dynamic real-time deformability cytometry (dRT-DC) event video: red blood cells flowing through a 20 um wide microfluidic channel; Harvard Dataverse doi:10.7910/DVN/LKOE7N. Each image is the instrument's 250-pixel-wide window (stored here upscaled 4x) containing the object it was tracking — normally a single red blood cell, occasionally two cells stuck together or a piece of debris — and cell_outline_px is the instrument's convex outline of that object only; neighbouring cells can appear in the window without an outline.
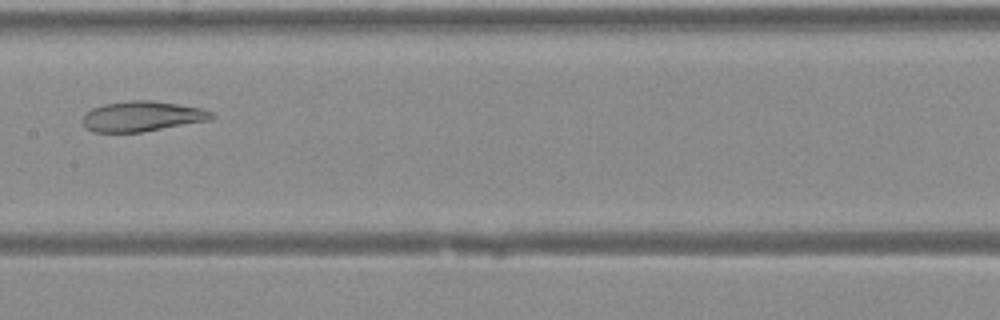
{"species": "Egyptian fruit bat (a non-hibernating species)", "species_latin": "Rousettus aegyptiacus", "temperature_condition": "warm", "stored_images_in_passage": 39, "camera_frame_rate_fps": 3000, "um_per_image_px": 0.085, "animal": {"sex": "female"}, "frame": {"image": 1, "passage_image": 19, "time_ms": 6.0, "image_size_px": [1000, 320], "cell_outline_px": [[216, 116], [212, 120], [140, 132], [92, 132], [84, 124], [84, 116], [92, 108], [104, 104], [128, 100], [152, 100], [200, 108], [212, 112]], "centroid_in_image_um": [12.12, 9.88], "position_along_channel_um": 195.3, "area_um2": 22.54}}
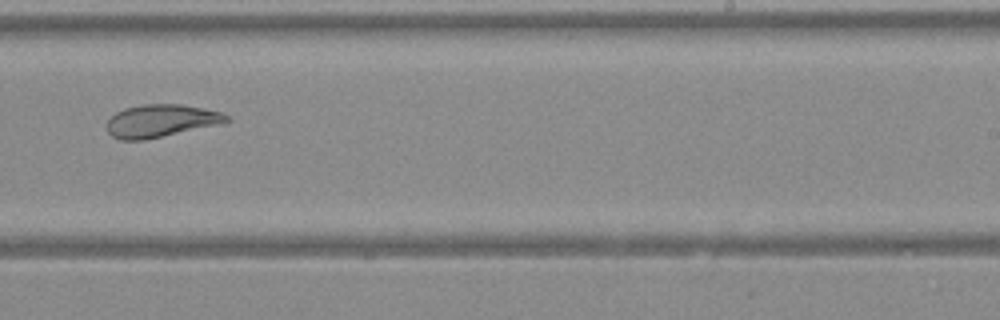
{"frame": {"image": 2, "passage_image": 24, "time_ms": 7.667, "image_size_px": [1000, 320], "cell_outline_px": [[232, 120], [220, 124], [144, 140], [120, 140], [112, 136], [108, 132], [108, 120], [116, 112], [124, 108], [144, 104], [180, 104], [204, 108], [220, 112], [228, 116]], "centroid_in_image_um": [13.68, 10.27], "position_along_channel_um": 275.3, "area_um2": 22.66}}
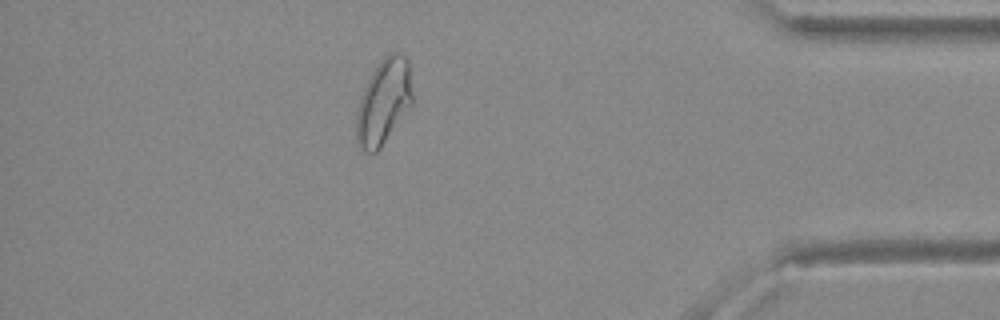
{"frame": {"image": 3, "passage_image": 34, "time_ms": 11.0, "image_size_px": [1000, 320], "cell_outline_px": [[412, 104], [380, 148], [376, 152], [364, 152], [360, 148], [356, 140], [356, 112], [364, 88], [372, 72], [380, 60], [388, 52], [400, 52], [408, 60], [412, 92]], "centroid_in_image_um": [32.6, 8.64], "position_along_channel_um": 402.6, "area_um2": 27.74}}